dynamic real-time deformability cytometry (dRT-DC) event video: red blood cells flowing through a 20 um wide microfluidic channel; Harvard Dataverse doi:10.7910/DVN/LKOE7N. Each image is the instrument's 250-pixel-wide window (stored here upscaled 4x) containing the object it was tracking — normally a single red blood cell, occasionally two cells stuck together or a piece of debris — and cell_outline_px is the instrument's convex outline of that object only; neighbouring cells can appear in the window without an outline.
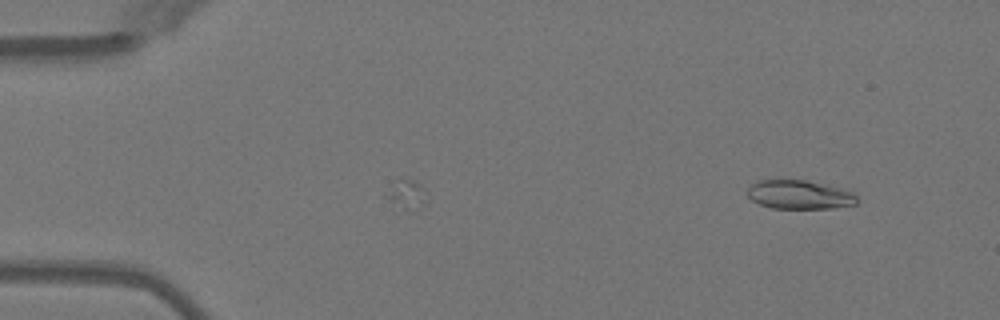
{"species": "Egyptian fruit bat (a non-hibernating species)", "species_latin": "Rousettus aegyptiacus", "temperature_condition": "warm", "stored_images_in_passage": 8, "camera_frame_rate_fps": 3000, "um_per_image_px": 0.085, "animal": {"sex": "female"}, "frame": {"image": 1, "passage_image": 8, "time_ms": 2.333, "image_size_px": [1000, 320], "cell_outline_px": [[856, 204], [832, 208], [772, 208], [760, 204], [752, 200], [748, 196], [748, 188], [756, 180], [804, 180], [840, 188], [852, 192], [856, 196]], "centroid_in_image_um": [67.92, 16.55], "position_along_channel_um": 17.1, "area_um2": 18.15}}